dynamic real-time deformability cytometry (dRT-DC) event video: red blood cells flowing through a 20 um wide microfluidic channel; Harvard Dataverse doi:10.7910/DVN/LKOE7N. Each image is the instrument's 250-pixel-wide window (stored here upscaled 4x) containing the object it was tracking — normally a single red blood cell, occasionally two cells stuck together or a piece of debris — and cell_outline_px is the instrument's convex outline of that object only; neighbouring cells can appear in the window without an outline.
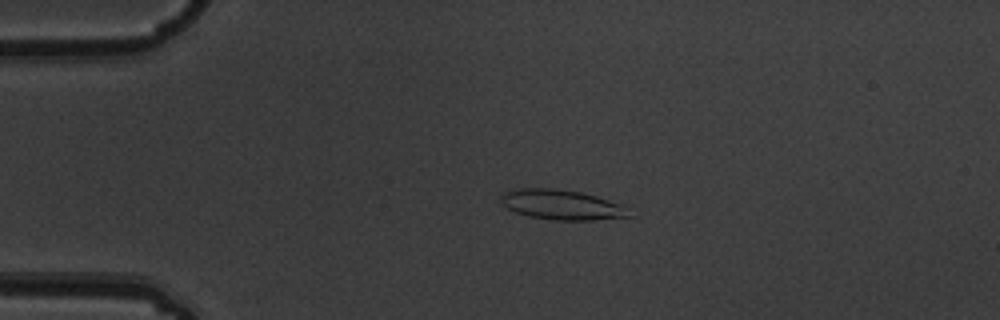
{"species": "common noctule bat (a hibernating species)", "species_latin": "Nyctalus noctula", "temperature_condition": "warm", "stored_images_in_passage": 6, "camera_frame_rate_fps": 3000, "um_per_image_px": 0.085, "animal": {"sex": "male", "body_mass_g": 19.5, "forearm_length_mm": 54.6}, "frame": {"image": 1, "passage_image": 4, "time_ms": 1.0, "image_size_px": [1000, 320], "cell_outline_px": [[632, 216], [596, 220], [552, 220], [528, 216], [516, 212], [508, 208], [500, 200], [500, 196], [504, 192], [520, 188], [552, 188], [580, 192], [596, 196], [620, 204]], "centroid_in_image_um": [47.71, 17.4], "position_along_channel_um": 37.3, "area_um2": 22.14}}
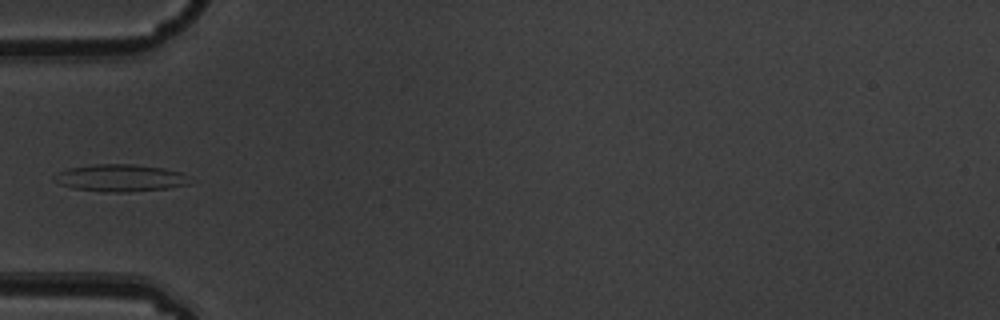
{"frame": {"image": 2, "passage_image": 6, "time_ms": 1.667, "image_size_px": [1000, 320], "cell_outline_px": [[196, 180], [192, 184], [168, 188], [128, 192], [108, 192], [72, 188], [60, 184], [52, 180], [52, 176], [56, 172], [68, 168], [92, 164], [132, 164], [164, 168], [180, 172]], "centroid_in_image_um": [10.25, 15.12], "position_along_channel_um": 74.8, "area_um2": 21.91}}